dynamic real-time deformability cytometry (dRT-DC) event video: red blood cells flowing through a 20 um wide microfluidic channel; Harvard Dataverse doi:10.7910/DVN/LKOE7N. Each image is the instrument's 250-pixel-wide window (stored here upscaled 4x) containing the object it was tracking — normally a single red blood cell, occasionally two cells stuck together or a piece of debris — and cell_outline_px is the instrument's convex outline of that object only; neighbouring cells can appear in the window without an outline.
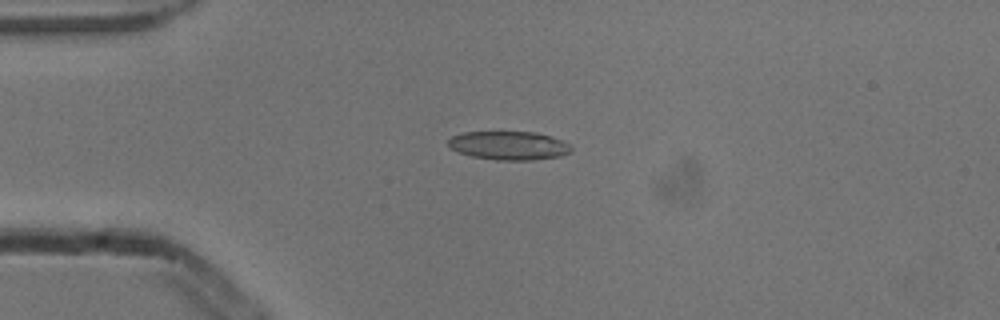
{"species": "common noctule bat (a hibernating species)", "species_latin": "Nyctalus noctula", "temperature_condition": "cold", "stored_images_in_passage": 3, "camera_frame_rate_fps": 3000, "um_per_image_px": 0.085, "animal": {"sex": "male", "body_mass_g": 13.3}, "frame": {"image": 1, "passage_image": 2, "time_ms": 0.333, "image_size_px": [1000, 320], "cell_outline_px": [[572, 152], [560, 156], [532, 160], [496, 160], [472, 156], [460, 152], [452, 148], [448, 144], [448, 140], [452, 136], [464, 132], [536, 132], [560, 140], [568, 144], [572, 148]], "centroid_in_image_um": [43.26, 12.37], "position_along_channel_um": 41.7, "area_um2": 20.29}}